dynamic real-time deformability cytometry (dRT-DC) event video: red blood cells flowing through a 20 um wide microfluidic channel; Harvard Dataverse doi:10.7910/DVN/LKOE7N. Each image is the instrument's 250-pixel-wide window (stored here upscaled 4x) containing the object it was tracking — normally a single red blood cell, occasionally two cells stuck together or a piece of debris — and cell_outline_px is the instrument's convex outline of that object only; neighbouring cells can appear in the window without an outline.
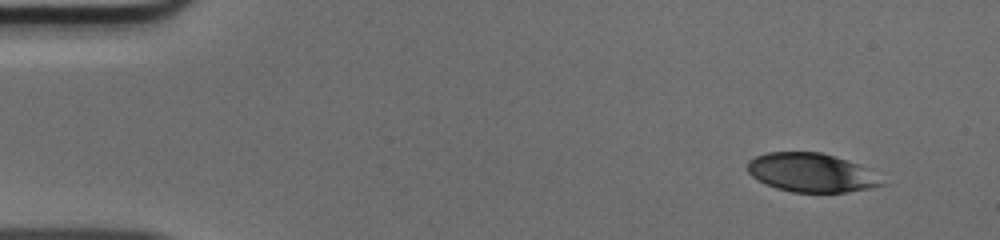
{"species": "human", "species_latin": "Homo sapiens", "temperature_condition": "cold", "stored_images_in_passage": 47, "camera_frame_rate_fps": 3000, "um_per_image_px": 0.085, "donor": {"sex": "male"}, "frame": {"image": 1, "passage_image": 1, "time_ms": 0.0, "image_size_px": [1000, 240], "cell_outline_px": [[888, 184], [872, 188], [848, 192], [792, 192], [776, 188], [764, 184], [752, 176], [748, 172], [748, 160], [756, 156], [768, 152], [820, 152], [836, 156], [860, 164]], "centroid_in_image_um": [68.97, 14.68], "position_along_channel_um": 16.0, "area_um2": 30.52}}
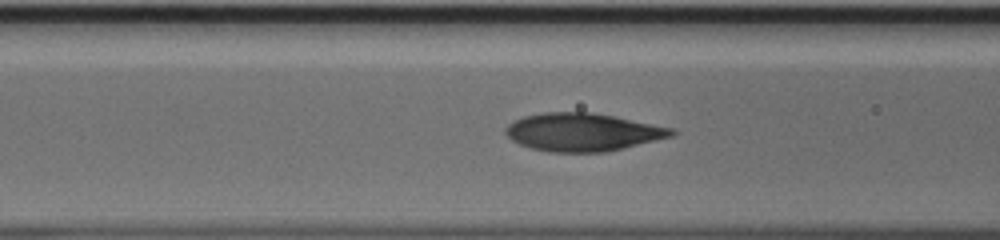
{"frame": {"image": 2, "passage_image": 17, "time_ms": 5.333, "image_size_px": [1000, 240], "cell_outline_px": [[676, 132], [672, 136], [604, 152], [548, 152], [528, 148], [512, 140], [504, 132], [504, 128], [508, 124], [524, 116], [544, 112], [592, 112], [672, 128]], "centroid_in_image_um": [49.45, 11.23], "position_along_channel_um": 117.1, "area_um2": 36.36}}
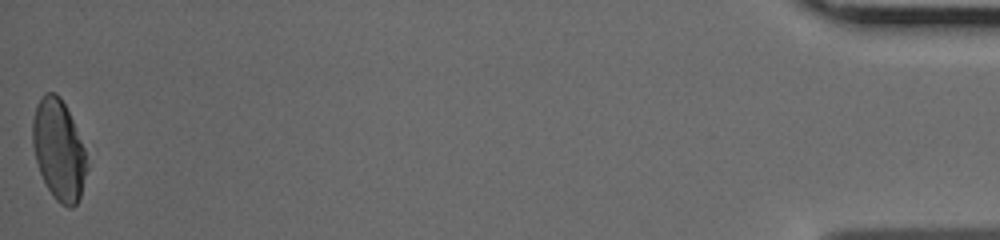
{"frame": {"image": 3, "passage_image": 47, "time_ms": 15.333, "image_size_px": [1000, 240], "cell_outline_px": [[88, 168], [80, 196], [76, 204], [72, 208], [68, 208], [60, 204], [52, 196], [44, 184], [36, 160], [32, 144], [32, 120], [36, 104], [44, 92], [56, 92], [60, 96], [72, 120], [84, 148]], "centroid_in_image_um": [4.97, 12.76], "position_along_channel_um": 430.2, "area_um2": 31.91}}